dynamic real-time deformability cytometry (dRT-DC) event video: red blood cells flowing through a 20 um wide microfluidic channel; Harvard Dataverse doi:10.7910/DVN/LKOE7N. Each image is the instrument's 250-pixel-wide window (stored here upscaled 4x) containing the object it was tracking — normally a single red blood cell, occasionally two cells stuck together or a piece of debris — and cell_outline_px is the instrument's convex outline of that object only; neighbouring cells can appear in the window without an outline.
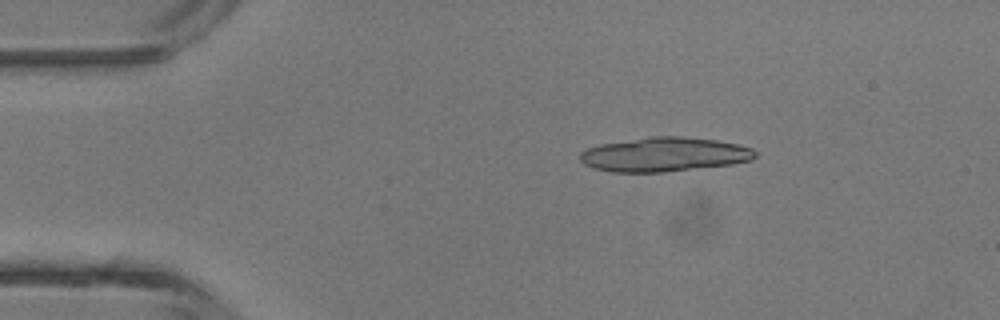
{"species": "common noctule bat (a hibernating species)", "species_latin": "Nyctalus noctula", "temperature_condition": "room temperature", "stored_images_in_passage": 5, "camera_frame_rate_fps": 3000, "um_per_image_px": 0.085, "animal": {"sex": "male", "body_mass_g": 13.3}, "frame": {"image": 1, "passage_image": 3, "time_ms": 2.333, "image_size_px": [1000, 320], "cell_outline_px": [[756, 156], [752, 160], [732, 164], [664, 172], [608, 172], [592, 168], [584, 164], [580, 160], [580, 152], [588, 148], [600, 144], [652, 136], [684, 136], [716, 140], [736, 144], [752, 148], [756, 152]], "centroid_in_image_um": [56.45, 13.13], "position_along_channel_um": 28.6, "area_um2": 35.03}}